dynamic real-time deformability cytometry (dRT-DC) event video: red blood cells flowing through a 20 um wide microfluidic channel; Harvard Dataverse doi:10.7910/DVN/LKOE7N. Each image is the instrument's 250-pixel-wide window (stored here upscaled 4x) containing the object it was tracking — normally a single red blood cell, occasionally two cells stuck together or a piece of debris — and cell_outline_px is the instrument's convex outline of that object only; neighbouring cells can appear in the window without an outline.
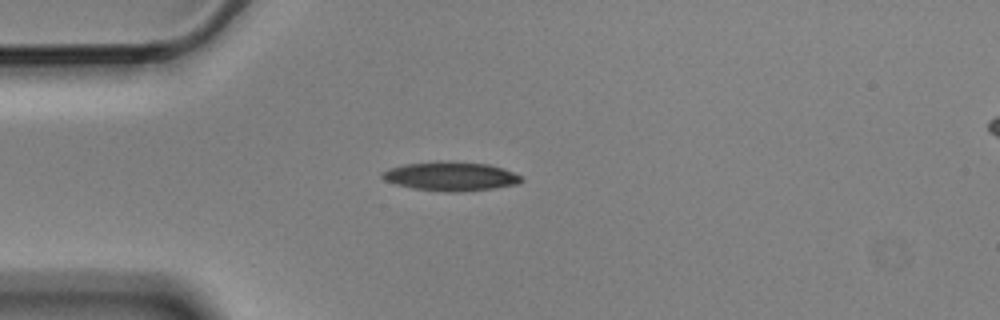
{"species": "Egyptian fruit bat (a non-hibernating species)", "species_latin": "Rousettus aegyptiacus", "temperature_condition": "cold", "stored_images_in_passage": 1, "camera_frame_rate_fps": 3000, "um_per_image_px": 0.085, "animal": {"sex": "male"}, "frame": {"image": 1, "passage_image": 1, "time_ms": 0.0, "image_size_px": [1000, 320], "cell_outline_px": [[524, 180], [520, 184], [492, 188], [456, 192], [448, 192], [412, 188], [396, 184], [384, 180], [380, 176], [380, 172], [388, 168], [404, 164], [436, 160], [456, 160], [488, 164], [512, 172], [520, 176]], "centroid_in_image_um": [38.26, 14.96], "position_along_channel_um": 46.7, "area_um2": 23.87}}